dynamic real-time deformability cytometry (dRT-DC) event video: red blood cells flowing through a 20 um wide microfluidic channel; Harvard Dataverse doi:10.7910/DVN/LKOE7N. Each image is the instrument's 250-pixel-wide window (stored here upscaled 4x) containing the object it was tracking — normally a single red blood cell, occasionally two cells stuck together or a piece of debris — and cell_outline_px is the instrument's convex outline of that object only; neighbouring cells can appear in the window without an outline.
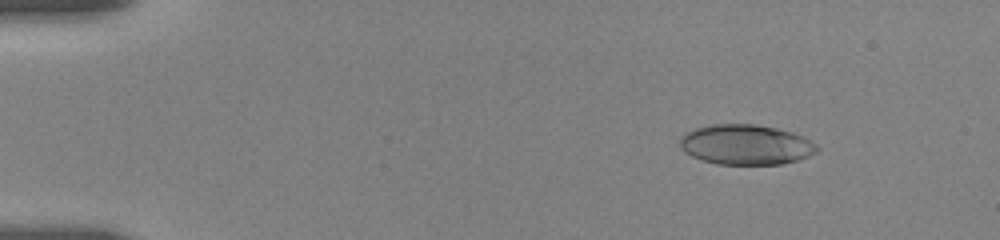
{"species": "human", "species_latin": "Homo sapiens", "temperature_condition": "room temperature", "stored_images_in_passage": 9, "camera_frame_rate_fps": 3000, "um_per_image_px": 0.085, "donor": {"sex": "female"}, "frame": {"image": 1, "passage_image": 1, "time_ms": 0.0, "image_size_px": [1000, 240], "cell_outline_px": [[816, 152], [808, 156], [796, 160], [780, 164], [716, 164], [692, 156], [684, 152], [680, 148], [680, 140], [684, 132], [696, 128], [712, 124], [756, 124], [776, 128], [792, 132], [804, 136], [816, 144]], "centroid_in_image_um": [63.37, 12.28], "position_along_channel_um": 21.6, "area_um2": 31.96}}
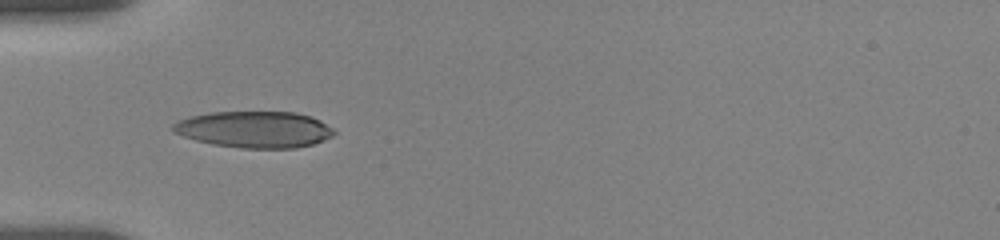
{"frame": {"image": 2, "passage_image": 6, "time_ms": 3.667, "image_size_px": [1000, 240], "cell_outline_px": [[336, 132], [332, 136], [312, 144], [296, 148], [240, 148], [212, 144], [196, 140], [172, 132], [172, 124], [176, 120], [192, 116], [212, 112], [296, 112], [312, 116], [320, 120], [332, 128]], "centroid_in_image_um": [21.61, 11.0], "position_along_channel_um": 63.4, "area_um2": 34.28}}
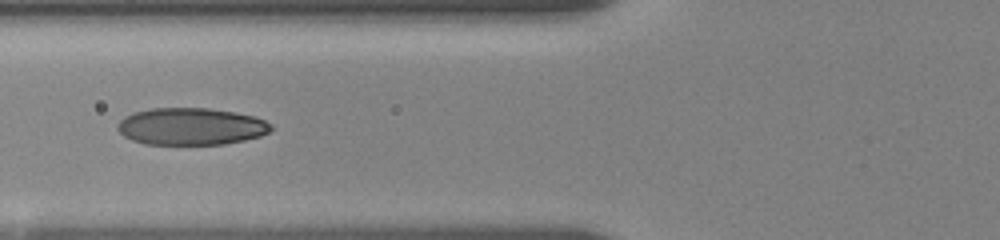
{"frame": {"image": 3, "passage_image": 8, "time_ms": 5.0, "image_size_px": [1000, 240], "cell_outline_px": [[272, 128], [268, 132], [260, 136], [244, 140], [224, 144], [144, 144], [132, 140], [124, 136], [116, 128], [116, 124], [124, 116], [132, 112], [152, 108], [208, 108], [236, 112], [252, 116], [264, 120], [272, 124]], "centroid_in_image_um": [16.2, 10.74], "position_along_channel_um": 109.6, "area_um2": 33.29}}